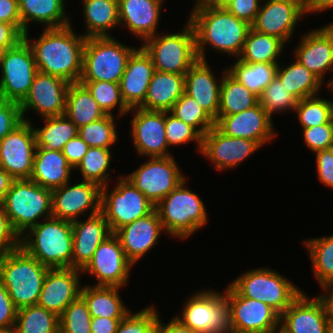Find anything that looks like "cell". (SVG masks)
Wrapping results in <instances>:
<instances>
[{
    "mask_svg": "<svg viewBox=\"0 0 333 333\" xmlns=\"http://www.w3.org/2000/svg\"><path fill=\"white\" fill-rule=\"evenodd\" d=\"M41 119L45 122L44 126L33 127L37 147L62 151L64 145L78 135V127L65 114Z\"/></svg>",
    "mask_w": 333,
    "mask_h": 333,
    "instance_id": "ab89813d",
    "label": "cell"
},
{
    "mask_svg": "<svg viewBox=\"0 0 333 333\" xmlns=\"http://www.w3.org/2000/svg\"><path fill=\"white\" fill-rule=\"evenodd\" d=\"M278 64L245 63L237 59L227 72L258 97L276 76Z\"/></svg>",
    "mask_w": 333,
    "mask_h": 333,
    "instance_id": "60d3db41",
    "label": "cell"
},
{
    "mask_svg": "<svg viewBox=\"0 0 333 333\" xmlns=\"http://www.w3.org/2000/svg\"><path fill=\"white\" fill-rule=\"evenodd\" d=\"M332 152H333V135H332V141H331V144H330V148H329Z\"/></svg>",
    "mask_w": 333,
    "mask_h": 333,
    "instance_id": "2a66077c",
    "label": "cell"
},
{
    "mask_svg": "<svg viewBox=\"0 0 333 333\" xmlns=\"http://www.w3.org/2000/svg\"><path fill=\"white\" fill-rule=\"evenodd\" d=\"M31 121H23L0 140V167L14 179H30L36 151Z\"/></svg>",
    "mask_w": 333,
    "mask_h": 333,
    "instance_id": "2e32d148",
    "label": "cell"
},
{
    "mask_svg": "<svg viewBox=\"0 0 333 333\" xmlns=\"http://www.w3.org/2000/svg\"><path fill=\"white\" fill-rule=\"evenodd\" d=\"M306 16V5L301 0H262L256 20L251 27L275 36L285 44L292 38L295 26Z\"/></svg>",
    "mask_w": 333,
    "mask_h": 333,
    "instance_id": "d6986e66",
    "label": "cell"
},
{
    "mask_svg": "<svg viewBox=\"0 0 333 333\" xmlns=\"http://www.w3.org/2000/svg\"><path fill=\"white\" fill-rule=\"evenodd\" d=\"M0 69V98L20 104L38 72L33 51L25 39L2 53Z\"/></svg>",
    "mask_w": 333,
    "mask_h": 333,
    "instance_id": "7c38bea8",
    "label": "cell"
},
{
    "mask_svg": "<svg viewBox=\"0 0 333 333\" xmlns=\"http://www.w3.org/2000/svg\"><path fill=\"white\" fill-rule=\"evenodd\" d=\"M155 71L151 57L140 46L129 57L120 80L121 96L129 108H138L144 101Z\"/></svg>",
    "mask_w": 333,
    "mask_h": 333,
    "instance_id": "83f0119b",
    "label": "cell"
},
{
    "mask_svg": "<svg viewBox=\"0 0 333 333\" xmlns=\"http://www.w3.org/2000/svg\"><path fill=\"white\" fill-rule=\"evenodd\" d=\"M163 0H118L119 24L140 41L158 33Z\"/></svg>",
    "mask_w": 333,
    "mask_h": 333,
    "instance_id": "f1b7e54d",
    "label": "cell"
},
{
    "mask_svg": "<svg viewBox=\"0 0 333 333\" xmlns=\"http://www.w3.org/2000/svg\"><path fill=\"white\" fill-rule=\"evenodd\" d=\"M48 269L22 247L0 257V278L17 309L38 304Z\"/></svg>",
    "mask_w": 333,
    "mask_h": 333,
    "instance_id": "277c9868",
    "label": "cell"
},
{
    "mask_svg": "<svg viewBox=\"0 0 333 333\" xmlns=\"http://www.w3.org/2000/svg\"><path fill=\"white\" fill-rule=\"evenodd\" d=\"M229 285L243 297L266 303L279 315L302 293L284 275L266 267L244 272Z\"/></svg>",
    "mask_w": 333,
    "mask_h": 333,
    "instance_id": "9c48e42d",
    "label": "cell"
},
{
    "mask_svg": "<svg viewBox=\"0 0 333 333\" xmlns=\"http://www.w3.org/2000/svg\"><path fill=\"white\" fill-rule=\"evenodd\" d=\"M133 264L128 260L118 237L113 233L95 250L92 259L81 270L98 281L96 286L123 288L128 283Z\"/></svg>",
    "mask_w": 333,
    "mask_h": 333,
    "instance_id": "9a60e30c",
    "label": "cell"
},
{
    "mask_svg": "<svg viewBox=\"0 0 333 333\" xmlns=\"http://www.w3.org/2000/svg\"><path fill=\"white\" fill-rule=\"evenodd\" d=\"M224 291L232 333H272L280 329V315L266 303L243 297L230 285Z\"/></svg>",
    "mask_w": 333,
    "mask_h": 333,
    "instance_id": "5bb4252c",
    "label": "cell"
},
{
    "mask_svg": "<svg viewBox=\"0 0 333 333\" xmlns=\"http://www.w3.org/2000/svg\"><path fill=\"white\" fill-rule=\"evenodd\" d=\"M85 38L112 37L109 31L119 26L118 0H82Z\"/></svg>",
    "mask_w": 333,
    "mask_h": 333,
    "instance_id": "e575fe53",
    "label": "cell"
},
{
    "mask_svg": "<svg viewBox=\"0 0 333 333\" xmlns=\"http://www.w3.org/2000/svg\"><path fill=\"white\" fill-rule=\"evenodd\" d=\"M272 333H284L283 331H281L280 329H278V331H273Z\"/></svg>",
    "mask_w": 333,
    "mask_h": 333,
    "instance_id": "b9fcfbb0",
    "label": "cell"
},
{
    "mask_svg": "<svg viewBox=\"0 0 333 333\" xmlns=\"http://www.w3.org/2000/svg\"><path fill=\"white\" fill-rule=\"evenodd\" d=\"M121 176L110 192L108 185L101 187V212L112 233L155 210V205L124 174Z\"/></svg>",
    "mask_w": 333,
    "mask_h": 333,
    "instance_id": "8fae6325",
    "label": "cell"
},
{
    "mask_svg": "<svg viewBox=\"0 0 333 333\" xmlns=\"http://www.w3.org/2000/svg\"><path fill=\"white\" fill-rule=\"evenodd\" d=\"M186 183L183 180L155 206L165 233L182 240L205 226L209 218L203 200Z\"/></svg>",
    "mask_w": 333,
    "mask_h": 333,
    "instance_id": "8992f818",
    "label": "cell"
},
{
    "mask_svg": "<svg viewBox=\"0 0 333 333\" xmlns=\"http://www.w3.org/2000/svg\"><path fill=\"white\" fill-rule=\"evenodd\" d=\"M229 0H204L203 3L211 6H224Z\"/></svg>",
    "mask_w": 333,
    "mask_h": 333,
    "instance_id": "2644e50d",
    "label": "cell"
},
{
    "mask_svg": "<svg viewBox=\"0 0 333 333\" xmlns=\"http://www.w3.org/2000/svg\"><path fill=\"white\" fill-rule=\"evenodd\" d=\"M311 258L312 270L322 287L333 284V234L303 241Z\"/></svg>",
    "mask_w": 333,
    "mask_h": 333,
    "instance_id": "b9f144b4",
    "label": "cell"
},
{
    "mask_svg": "<svg viewBox=\"0 0 333 333\" xmlns=\"http://www.w3.org/2000/svg\"><path fill=\"white\" fill-rule=\"evenodd\" d=\"M326 333H333V321H329Z\"/></svg>",
    "mask_w": 333,
    "mask_h": 333,
    "instance_id": "753ad0ef",
    "label": "cell"
},
{
    "mask_svg": "<svg viewBox=\"0 0 333 333\" xmlns=\"http://www.w3.org/2000/svg\"><path fill=\"white\" fill-rule=\"evenodd\" d=\"M136 49L113 36L86 38L79 81L120 83L128 59Z\"/></svg>",
    "mask_w": 333,
    "mask_h": 333,
    "instance_id": "ba28073f",
    "label": "cell"
},
{
    "mask_svg": "<svg viewBox=\"0 0 333 333\" xmlns=\"http://www.w3.org/2000/svg\"><path fill=\"white\" fill-rule=\"evenodd\" d=\"M91 314L79 296L59 316V333H91Z\"/></svg>",
    "mask_w": 333,
    "mask_h": 333,
    "instance_id": "f907efd6",
    "label": "cell"
},
{
    "mask_svg": "<svg viewBox=\"0 0 333 333\" xmlns=\"http://www.w3.org/2000/svg\"><path fill=\"white\" fill-rule=\"evenodd\" d=\"M72 246V222L54 217L31 227L21 236V247L48 268L72 267Z\"/></svg>",
    "mask_w": 333,
    "mask_h": 333,
    "instance_id": "3957f363",
    "label": "cell"
},
{
    "mask_svg": "<svg viewBox=\"0 0 333 333\" xmlns=\"http://www.w3.org/2000/svg\"><path fill=\"white\" fill-rule=\"evenodd\" d=\"M159 316L151 305L134 313L129 312L120 321L116 333H156Z\"/></svg>",
    "mask_w": 333,
    "mask_h": 333,
    "instance_id": "816d5d0a",
    "label": "cell"
},
{
    "mask_svg": "<svg viewBox=\"0 0 333 333\" xmlns=\"http://www.w3.org/2000/svg\"><path fill=\"white\" fill-rule=\"evenodd\" d=\"M333 101L320 95L304 98L297 102L294 109L302 128H309L330 122Z\"/></svg>",
    "mask_w": 333,
    "mask_h": 333,
    "instance_id": "c3c4849f",
    "label": "cell"
},
{
    "mask_svg": "<svg viewBox=\"0 0 333 333\" xmlns=\"http://www.w3.org/2000/svg\"><path fill=\"white\" fill-rule=\"evenodd\" d=\"M21 33L28 32L29 23L37 22L48 28H61L71 23L64 0H18ZM68 16V18H67Z\"/></svg>",
    "mask_w": 333,
    "mask_h": 333,
    "instance_id": "1f68e13d",
    "label": "cell"
},
{
    "mask_svg": "<svg viewBox=\"0 0 333 333\" xmlns=\"http://www.w3.org/2000/svg\"><path fill=\"white\" fill-rule=\"evenodd\" d=\"M184 93L185 75L155 70L140 108L168 112Z\"/></svg>",
    "mask_w": 333,
    "mask_h": 333,
    "instance_id": "d6a6232c",
    "label": "cell"
},
{
    "mask_svg": "<svg viewBox=\"0 0 333 333\" xmlns=\"http://www.w3.org/2000/svg\"><path fill=\"white\" fill-rule=\"evenodd\" d=\"M188 21L195 32L198 59L207 60L205 46L238 59L251 25L224 6L195 3Z\"/></svg>",
    "mask_w": 333,
    "mask_h": 333,
    "instance_id": "7a4b0ae2",
    "label": "cell"
},
{
    "mask_svg": "<svg viewBox=\"0 0 333 333\" xmlns=\"http://www.w3.org/2000/svg\"><path fill=\"white\" fill-rule=\"evenodd\" d=\"M297 59L322 82L333 72V22L304 34L293 52Z\"/></svg>",
    "mask_w": 333,
    "mask_h": 333,
    "instance_id": "cb8c5ba5",
    "label": "cell"
},
{
    "mask_svg": "<svg viewBox=\"0 0 333 333\" xmlns=\"http://www.w3.org/2000/svg\"><path fill=\"white\" fill-rule=\"evenodd\" d=\"M181 312L182 316L175 318L197 333H232L225 294L213 290L194 292Z\"/></svg>",
    "mask_w": 333,
    "mask_h": 333,
    "instance_id": "30bf717a",
    "label": "cell"
},
{
    "mask_svg": "<svg viewBox=\"0 0 333 333\" xmlns=\"http://www.w3.org/2000/svg\"><path fill=\"white\" fill-rule=\"evenodd\" d=\"M22 39L24 35L14 25L0 23V49L3 52L17 45Z\"/></svg>",
    "mask_w": 333,
    "mask_h": 333,
    "instance_id": "be15d7a7",
    "label": "cell"
},
{
    "mask_svg": "<svg viewBox=\"0 0 333 333\" xmlns=\"http://www.w3.org/2000/svg\"><path fill=\"white\" fill-rule=\"evenodd\" d=\"M285 85L275 76L259 96V104L272 118L274 113L295 109L298 100L286 91Z\"/></svg>",
    "mask_w": 333,
    "mask_h": 333,
    "instance_id": "681fc988",
    "label": "cell"
},
{
    "mask_svg": "<svg viewBox=\"0 0 333 333\" xmlns=\"http://www.w3.org/2000/svg\"><path fill=\"white\" fill-rule=\"evenodd\" d=\"M74 170L62 151L36 147L30 179L38 185L55 189L69 182Z\"/></svg>",
    "mask_w": 333,
    "mask_h": 333,
    "instance_id": "4dcf8cb0",
    "label": "cell"
},
{
    "mask_svg": "<svg viewBox=\"0 0 333 333\" xmlns=\"http://www.w3.org/2000/svg\"><path fill=\"white\" fill-rule=\"evenodd\" d=\"M23 121L20 104L0 98V140Z\"/></svg>",
    "mask_w": 333,
    "mask_h": 333,
    "instance_id": "11a10c76",
    "label": "cell"
},
{
    "mask_svg": "<svg viewBox=\"0 0 333 333\" xmlns=\"http://www.w3.org/2000/svg\"><path fill=\"white\" fill-rule=\"evenodd\" d=\"M13 181L14 178L0 167V202L4 199Z\"/></svg>",
    "mask_w": 333,
    "mask_h": 333,
    "instance_id": "89a4df30",
    "label": "cell"
},
{
    "mask_svg": "<svg viewBox=\"0 0 333 333\" xmlns=\"http://www.w3.org/2000/svg\"><path fill=\"white\" fill-rule=\"evenodd\" d=\"M65 115L79 128L104 117L106 114L88 89L78 82L69 85Z\"/></svg>",
    "mask_w": 333,
    "mask_h": 333,
    "instance_id": "8d00e7d4",
    "label": "cell"
},
{
    "mask_svg": "<svg viewBox=\"0 0 333 333\" xmlns=\"http://www.w3.org/2000/svg\"><path fill=\"white\" fill-rule=\"evenodd\" d=\"M111 148L89 147L76 168L79 169L82 180L92 182L100 187L108 185L111 165Z\"/></svg>",
    "mask_w": 333,
    "mask_h": 333,
    "instance_id": "ee69618b",
    "label": "cell"
},
{
    "mask_svg": "<svg viewBox=\"0 0 333 333\" xmlns=\"http://www.w3.org/2000/svg\"><path fill=\"white\" fill-rule=\"evenodd\" d=\"M122 319L96 317L91 320V333H116Z\"/></svg>",
    "mask_w": 333,
    "mask_h": 333,
    "instance_id": "e7e4bbea",
    "label": "cell"
},
{
    "mask_svg": "<svg viewBox=\"0 0 333 333\" xmlns=\"http://www.w3.org/2000/svg\"><path fill=\"white\" fill-rule=\"evenodd\" d=\"M324 292V294H319L317 297L321 300L323 303L327 318L329 321H333V284H328L321 287ZM329 291V293H328Z\"/></svg>",
    "mask_w": 333,
    "mask_h": 333,
    "instance_id": "003e7915",
    "label": "cell"
},
{
    "mask_svg": "<svg viewBox=\"0 0 333 333\" xmlns=\"http://www.w3.org/2000/svg\"><path fill=\"white\" fill-rule=\"evenodd\" d=\"M120 287L84 285L80 296L88 306L92 318L123 319L130 311L119 294Z\"/></svg>",
    "mask_w": 333,
    "mask_h": 333,
    "instance_id": "836d02e7",
    "label": "cell"
},
{
    "mask_svg": "<svg viewBox=\"0 0 333 333\" xmlns=\"http://www.w3.org/2000/svg\"><path fill=\"white\" fill-rule=\"evenodd\" d=\"M332 126H333V106H332V110H331V119H330Z\"/></svg>",
    "mask_w": 333,
    "mask_h": 333,
    "instance_id": "11e5206c",
    "label": "cell"
},
{
    "mask_svg": "<svg viewBox=\"0 0 333 333\" xmlns=\"http://www.w3.org/2000/svg\"><path fill=\"white\" fill-rule=\"evenodd\" d=\"M70 84L60 77L38 71L28 95L20 103L23 120L30 121L25 115L31 109L39 114L41 118L64 115L66 96Z\"/></svg>",
    "mask_w": 333,
    "mask_h": 333,
    "instance_id": "ffe728a7",
    "label": "cell"
},
{
    "mask_svg": "<svg viewBox=\"0 0 333 333\" xmlns=\"http://www.w3.org/2000/svg\"><path fill=\"white\" fill-rule=\"evenodd\" d=\"M262 0H229L224 7L236 18L254 23L260 9Z\"/></svg>",
    "mask_w": 333,
    "mask_h": 333,
    "instance_id": "6f0895ef",
    "label": "cell"
},
{
    "mask_svg": "<svg viewBox=\"0 0 333 333\" xmlns=\"http://www.w3.org/2000/svg\"><path fill=\"white\" fill-rule=\"evenodd\" d=\"M130 119L131 138L137 153L142 157H169V146L165 137V111L132 108Z\"/></svg>",
    "mask_w": 333,
    "mask_h": 333,
    "instance_id": "ac0fdd59",
    "label": "cell"
},
{
    "mask_svg": "<svg viewBox=\"0 0 333 333\" xmlns=\"http://www.w3.org/2000/svg\"><path fill=\"white\" fill-rule=\"evenodd\" d=\"M18 309L0 278V329L15 326Z\"/></svg>",
    "mask_w": 333,
    "mask_h": 333,
    "instance_id": "680465c9",
    "label": "cell"
},
{
    "mask_svg": "<svg viewBox=\"0 0 333 333\" xmlns=\"http://www.w3.org/2000/svg\"><path fill=\"white\" fill-rule=\"evenodd\" d=\"M174 157H152L125 177L155 206L186 179Z\"/></svg>",
    "mask_w": 333,
    "mask_h": 333,
    "instance_id": "4fadbf2b",
    "label": "cell"
},
{
    "mask_svg": "<svg viewBox=\"0 0 333 333\" xmlns=\"http://www.w3.org/2000/svg\"><path fill=\"white\" fill-rule=\"evenodd\" d=\"M165 137L169 148L195 141L198 152H201L202 136L193 127L167 111H165Z\"/></svg>",
    "mask_w": 333,
    "mask_h": 333,
    "instance_id": "f5cc1de1",
    "label": "cell"
},
{
    "mask_svg": "<svg viewBox=\"0 0 333 333\" xmlns=\"http://www.w3.org/2000/svg\"><path fill=\"white\" fill-rule=\"evenodd\" d=\"M2 53H3V51L0 49V58H1V56H2Z\"/></svg>",
    "mask_w": 333,
    "mask_h": 333,
    "instance_id": "deb4b68c",
    "label": "cell"
},
{
    "mask_svg": "<svg viewBox=\"0 0 333 333\" xmlns=\"http://www.w3.org/2000/svg\"><path fill=\"white\" fill-rule=\"evenodd\" d=\"M204 0H196V2L194 3H199V2H203Z\"/></svg>",
    "mask_w": 333,
    "mask_h": 333,
    "instance_id": "979ff035",
    "label": "cell"
},
{
    "mask_svg": "<svg viewBox=\"0 0 333 333\" xmlns=\"http://www.w3.org/2000/svg\"><path fill=\"white\" fill-rule=\"evenodd\" d=\"M215 126L229 137L250 139L261 146L278 135L272 118L259 103L237 114L218 116Z\"/></svg>",
    "mask_w": 333,
    "mask_h": 333,
    "instance_id": "7402d4cb",
    "label": "cell"
},
{
    "mask_svg": "<svg viewBox=\"0 0 333 333\" xmlns=\"http://www.w3.org/2000/svg\"><path fill=\"white\" fill-rule=\"evenodd\" d=\"M0 204L21 237L39 220L52 217V190L31 179H14Z\"/></svg>",
    "mask_w": 333,
    "mask_h": 333,
    "instance_id": "5b68a950",
    "label": "cell"
},
{
    "mask_svg": "<svg viewBox=\"0 0 333 333\" xmlns=\"http://www.w3.org/2000/svg\"><path fill=\"white\" fill-rule=\"evenodd\" d=\"M214 75L208 62L198 59L185 74V93L194 98L216 120L222 77L219 80Z\"/></svg>",
    "mask_w": 333,
    "mask_h": 333,
    "instance_id": "f546056e",
    "label": "cell"
},
{
    "mask_svg": "<svg viewBox=\"0 0 333 333\" xmlns=\"http://www.w3.org/2000/svg\"><path fill=\"white\" fill-rule=\"evenodd\" d=\"M286 44L279 38L250 28L239 59L245 63H278Z\"/></svg>",
    "mask_w": 333,
    "mask_h": 333,
    "instance_id": "74e56055",
    "label": "cell"
},
{
    "mask_svg": "<svg viewBox=\"0 0 333 333\" xmlns=\"http://www.w3.org/2000/svg\"><path fill=\"white\" fill-rule=\"evenodd\" d=\"M72 24L61 28H43L39 38L24 39L30 45L38 71L78 83L82 74L83 50L86 38L75 34ZM30 41V42H29Z\"/></svg>",
    "mask_w": 333,
    "mask_h": 333,
    "instance_id": "6da1fadb",
    "label": "cell"
},
{
    "mask_svg": "<svg viewBox=\"0 0 333 333\" xmlns=\"http://www.w3.org/2000/svg\"><path fill=\"white\" fill-rule=\"evenodd\" d=\"M305 5L310 1V0H301Z\"/></svg>",
    "mask_w": 333,
    "mask_h": 333,
    "instance_id": "09005b40",
    "label": "cell"
},
{
    "mask_svg": "<svg viewBox=\"0 0 333 333\" xmlns=\"http://www.w3.org/2000/svg\"><path fill=\"white\" fill-rule=\"evenodd\" d=\"M112 234L101 211L89 216L85 221H72V268L82 270L92 259L98 246Z\"/></svg>",
    "mask_w": 333,
    "mask_h": 333,
    "instance_id": "4316f807",
    "label": "cell"
},
{
    "mask_svg": "<svg viewBox=\"0 0 333 333\" xmlns=\"http://www.w3.org/2000/svg\"><path fill=\"white\" fill-rule=\"evenodd\" d=\"M178 33L156 34L147 38L141 47L151 57L155 70L185 75L198 60L195 32L187 20Z\"/></svg>",
    "mask_w": 333,
    "mask_h": 333,
    "instance_id": "52a82bcc",
    "label": "cell"
},
{
    "mask_svg": "<svg viewBox=\"0 0 333 333\" xmlns=\"http://www.w3.org/2000/svg\"><path fill=\"white\" fill-rule=\"evenodd\" d=\"M90 211L88 216L101 211V187L82 180L70 182L52 190V217L75 221Z\"/></svg>",
    "mask_w": 333,
    "mask_h": 333,
    "instance_id": "e0dca14e",
    "label": "cell"
},
{
    "mask_svg": "<svg viewBox=\"0 0 333 333\" xmlns=\"http://www.w3.org/2000/svg\"><path fill=\"white\" fill-rule=\"evenodd\" d=\"M329 320L323 303L315 296L301 293L280 315V330L284 333H326Z\"/></svg>",
    "mask_w": 333,
    "mask_h": 333,
    "instance_id": "d4e9b609",
    "label": "cell"
},
{
    "mask_svg": "<svg viewBox=\"0 0 333 333\" xmlns=\"http://www.w3.org/2000/svg\"><path fill=\"white\" fill-rule=\"evenodd\" d=\"M315 154L318 179L328 188H333V152L327 149L317 151Z\"/></svg>",
    "mask_w": 333,
    "mask_h": 333,
    "instance_id": "91938a15",
    "label": "cell"
},
{
    "mask_svg": "<svg viewBox=\"0 0 333 333\" xmlns=\"http://www.w3.org/2000/svg\"><path fill=\"white\" fill-rule=\"evenodd\" d=\"M17 333H59V317L38 304L18 309Z\"/></svg>",
    "mask_w": 333,
    "mask_h": 333,
    "instance_id": "7bdbcfd3",
    "label": "cell"
},
{
    "mask_svg": "<svg viewBox=\"0 0 333 333\" xmlns=\"http://www.w3.org/2000/svg\"><path fill=\"white\" fill-rule=\"evenodd\" d=\"M88 148L89 146L77 135L64 145L62 152L71 167L76 169Z\"/></svg>",
    "mask_w": 333,
    "mask_h": 333,
    "instance_id": "94428289",
    "label": "cell"
},
{
    "mask_svg": "<svg viewBox=\"0 0 333 333\" xmlns=\"http://www.w3.org/2000/svg\"><path fill=\"white\" fill-rule=\"evenodd\" d=\"M0 333H17L15 326L5 329H0Z\"/></svg>",
    "mask_w": 333,
    "mask_h": 333,
    "instance_id": "8c879c8a",
    "label": "cell"
},
{
    "mask_svg": "<svg viewBox=\"0 0 333 333\" xmlns=\"http://www.w3.org/2000/svg\"><path fill=\"white\" fill-rule=\"evenodd\" d=\"M21 247V237L14 230L0 204V257Z\"/></svg>",
    "mask_w": 333,
    "mask_h": 333,
    "instance_id": "9f6ffc18",
    "label": "cell"
},
{
    "mask_svg": "<svg viewBox=\"0 0 333 333\" xmlns=\"http://www.w3.org/2000/svg\"><path fill=\"white\" fill-rule=\"evenodd\" d=\"M164 233L159 215L154 210L149 215L118 229L114 234L118 237L128 260L134 265L146 255Z\"/></svg>",
    "mask_w": 333,
    "mask_h": 333,
    "instance_id": "484cf974",
    "label": "cell"
},
{
    "mask_svg": "<svg viewBox=\"0 0 333 333\" xmlns=\"http://www.w3.org/2000/svg\"><path fill=\"white\" fill-rule=\"evenodd\" d=\"M333 77H331V80L328 81L327 86H328V89L333 91Z\"/></svg>",
    "mask_w": 333,
    "mask_h": 333,
    "instance_id": "34e18365",
    "label": "cell"
},
{
    "mask_svg": "<svg viewBox=\"0 0 333 333\" xmlns=\"http://www.w3.org/2000/svg\"><path fill=\"white\" fill-rule=\"evenodd\" d=\"M333 8V0H310L306 4V14L321 13Z\"/></svg>",
    "mask_w": 333,
    "mask_h": 333,
    "instance_id": "a7ac6f4b",
    "label": "cell"
},
{
    "mask_svg": "<svg viewBox=\"0 0 333 333\" xmlns=\"http://www.w3.org/2000/svg\"><path fill=\"white\" fill-rule=\"evenodd\" d=\"M115 119L114 115L106 114L92 123L79 127L78 135L89 147L110 148L118 141Z\"/></svg>",
    "mask_w": 333,
    "mask_h": 333,
    "instance_id": "7dc6e473",
    "label": "cell"
},
{
    "mask_svg": "<svg viewBox=\"0 0 333 333\" xmlns=\"http://www.w3.org/2000/svg\"><path fill=\"white\" fill-rule=\"evenodd\" d=\"M193 127L202 137L215 126V120L192 97L184 93L168 111Z\"/></svg>",
    "mask_w": 333,
    "mask_h": 333,
    "instance_id": "f6af8a7d",
    "label": "cell"
},
{
    "mask_svg": "<svg viewBox=\"0 0 333 333\" xmlns=\"http://www.w3.org/2000/svg\"><path fill=\"white\" fill-rule=\"evenodd\" d=\"M262 147L258 142L225 135L216 126L202 137L201 155L218 171L233 169Z\"/></svg>",
    "mask_w": 333,
    "mask_h": 333,
    "instance_id": "44dd1931",
    "label": "cell"
},
{
    "mask_svg": "<svg viewBox=\"0 0 333 333\" xmlns=\"http://www.w3.org/2000/svg\"><path fill=\"white\" fill-rule=\"evenodd\" d=\"M222 73L218 116L237 114L259 103V97L232 77L227 68Z\"/></svg>",
    "mask_w": 333,
    "mask_h": 333,
    "instance_id": "f35d334b",
    "label": "cell"
},
{
    "mask_svg": "<svg viewBox=\"0 0 333 333\" xmlns=\"http://www.w3.org/2000/svg\"><path fill=\"white\" fill-rule=\"evenodd\" d=\"M0 20L14 25L21 32V17L18 0H0Z\"/></svg>",
    "mask_w": 333,
    "mask_h": 333,
    "instance_id": "6125c7cd",
    "label": "cell"
},
{
    "mask_svg": "<svg viewBox=\"0 0 333 333\" xmlns=\"http://www.w3.org/2000/svg\"><path fill=\"white\" fill-rule=\"evenodd\" d=\"M303 140L312 152L327 150L330 148L333 135L331 121L322 125L302 128Z\"/></svg>",
    "mask_w": 333,
    "mask_h": 333,
    "instance_id": "db71d44e",
    "label": "cell"
},
{
    "mask_svg": "<svg viewBox=\"0 0 333 333\" xmlns=\"http://www.w3.org/2000/svg\"><path fill=\"white\" fill-rule=\"evenodd\" d=\"M156 333H197L187 326H184L180 321L173 317L168 323H162V320L158 319Z\"/></svg>",
    "mask_w": 333,
    "mask_h": 333,
    "instance_id": "03108f58",
    "label": "cell"
},
{
    "mask_svg": "<svg viewBox=\"0 0 333 333\" xmlns=\"http://www.w3.org/2000/svg\"><path fill=\"white\" fill-rule=\"evenodd\" d=\"M81 274L80 269L72 267L49 268L44 278L38 305L59 317L65 308L80 296Z\"/></svg>",
    "mask_w": 333,
    "mask_h": 333,
    "instance_id": "603a6c76",
    "label": "cell"
},
{
    "mask_svg": "<svg viewBox=\"0 0 333 333\" xmlns=\"http://www.w3.org/2000/svg\"><path fill=\"white\" fill-rule=\"evenodd\" d=\"M276 76L298 101L307 97L315 96L323 85L317 76L311 73L297 59L286 67L277 66Z\"/></svg>",
    "mask_w": 333,
    "mask_h": 333,
    "instance_id": "d590c367",
    "label": "cell"
},
{
    "mask_svg": "<svg viewBox=\"0 0 333 333\" xmlns=\"http://www.w3.org/2000/svg\"><path fill=\"white\" fill-rule=\"evenodd\" d=\"M91 93L102 111L107 115H114L113 110L118 108V117L127 115L130 109L125 105L119 83L108 81H79Z\"/></svg>",
    "mask_w": 333,
    "mask_h": 333,
    "instance_id": "bcb514c9",
    "label": "cell"
}]
</instances>
